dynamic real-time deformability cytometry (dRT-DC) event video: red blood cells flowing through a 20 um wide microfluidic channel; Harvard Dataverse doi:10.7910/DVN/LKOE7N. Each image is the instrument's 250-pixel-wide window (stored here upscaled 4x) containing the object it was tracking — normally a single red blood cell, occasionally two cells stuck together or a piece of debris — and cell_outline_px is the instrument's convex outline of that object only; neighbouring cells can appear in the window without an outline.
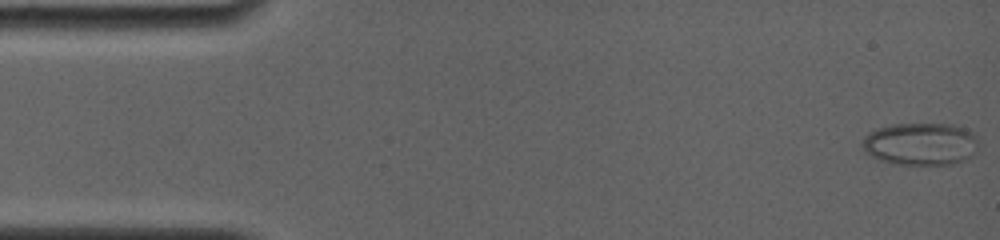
{"species": "common noctule bat (a hibernating species)", "species_latin": "Nyctalus noctula", "temperature_condition": "room temperature", "stored_images_in_passage": 75, "camera_frame_rate_fps": 4000, "um_per_image_px": 0.085, "animal": {"sex": "female", "body_mass_g": 19.0, "forearm_length_mm": 56.7}, "frame": {"image": 1, "passage_image": 1, "time_ms": 0.0, "image_size_px": [1000, 240], "cell_outline_px": [[976, 140], [972, 156], [964, 160], [952, 164], [896, 164], [880, 160], [864, 152], [860, 144], [864, 136], [868, 132], [876, 128], [892, 124], [952, 124], [964, 128], [972, 132], [976, 136]], "centroid_in_image_um": [78.18, 12.22], "position_along_channel_um": 6.8, "area_um2": 28.78}}
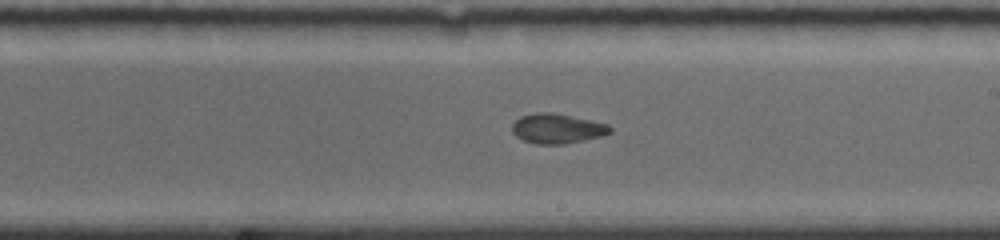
{"frame": {"image": 2, "passage_image": 43, "time_ms": 9.25, "image_size_px": [1000, 240], "cell_outline_px": [[612, 132], [604, 136], [564, 144], [536, 144], [524, 140], [516, 136], [512, 132], [512, 124], [520, 116], [540, 112], [552, 112], [608, 124], [612, 128]], "centroid_in_image_um": [47.37, 10.93], "position_along_channel_um": 241.6, "area_um2": 16.99}}
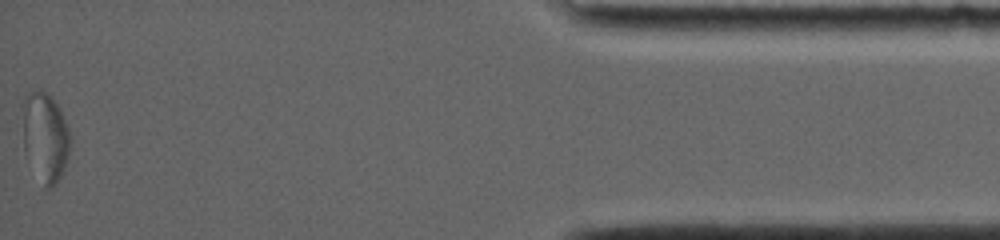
{"frame": {"image": 3, "passage_image": 74, "time_ms": 16.0, "image_size_px": [1000, 240], "cell_outline_px": [[68, 160], [56, 184], [48, 188], [44, 188], [24, 152], [20, 104], [24, 96], [40, 88], [52, 96], [60, 108], [68, 128]], "centroid_in_image_um": [3.78, 11.58], "position_along_channel_um": 431.4, "area_um2": 25.14}, "authors_computed_cell_mechanics": {"area_um2": 19.3052, "velocity_mm_per_s": 3.8761, "shape_relaxation_time_tau1_ms": null, "shape_relaxation_time_tau2_ms": 1.1596, "deformation_change_tau1": null, "deformation_change_tau2": 0.0526}}